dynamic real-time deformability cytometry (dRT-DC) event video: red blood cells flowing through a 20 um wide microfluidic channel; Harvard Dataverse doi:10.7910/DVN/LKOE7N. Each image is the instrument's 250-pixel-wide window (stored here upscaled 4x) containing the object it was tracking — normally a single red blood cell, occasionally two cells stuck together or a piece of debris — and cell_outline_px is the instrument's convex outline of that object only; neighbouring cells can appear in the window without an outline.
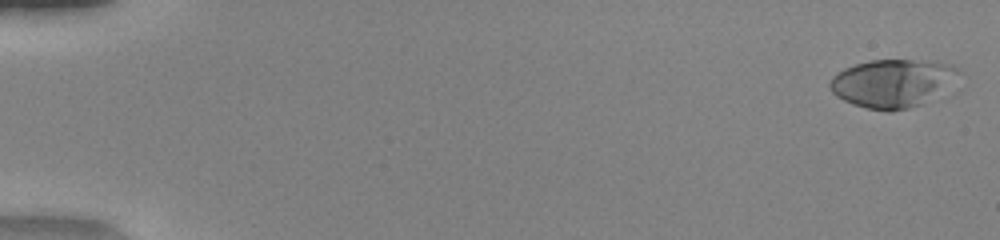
{"species": "human", "species_latin": "Homo sapiens", "temperature_condition": "warm", "stored_images_in_passage": 50, "camera_frame_rate_fps": 3000, "um_per_image_px": 0.085, "donor": {"sex": "female"}, "frame": {"image": 1, "passage_image": 1, "time_ms": 0.0, "image_size_px": [1000, 240], "cell_outline_px": [[964, 72], [920, 104], [908, 108], [892, 112], [888, 112], [868, 108], [852, 104], [836, 96], [832, 92], [828, 84], [832, 76], [836, 72], [844, 68], [856, 64], [872, 60], [936, 60], [952, 64]], "centroid_in_image_um": [75.82, 7.04], "position_along_channel_um": 9.2, "area_um2": 35.89}}
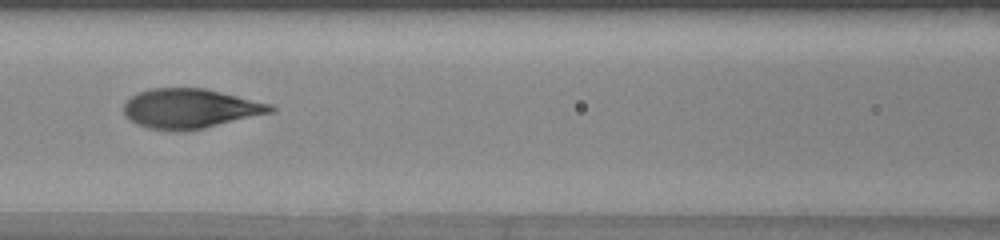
{"frame": {"image": 2, "passage_image": 24, "time_ms": 7.667, "image_size_px": [1000, 240], "cell_outline_px": [[276, 112], [204, 128], [180, 132], [176, 132], [148, 128], [136, 124], [124, 116], [124, 100], [140, 92], [152, 88], [204, 88], [272, 104], [276, 108]], "centroid_in_image_um": [16.17, 9.24], "position_along_channel_um": 150.4, "area_um2": 34.22}}
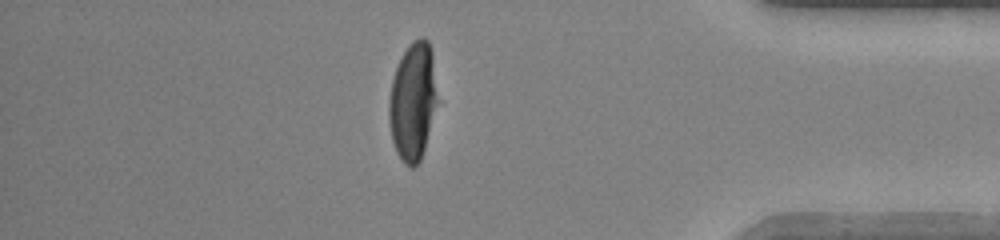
{"frame": {"image": 3, "passage_image": 44, "time_ms": 14.333, "image_size_px": [1000, 240], "cell_outline_px": [[440, 100], [420, 160], [412, 168], [408, 168], [404, 164], [396, 152], [392, 140], [388, 120], [388, 104], [392, 80], [396, 68], [404, 52], [412, 40], [420, 36], [424, 36], [428, 40], [432, 52]], "centroid_in_image_um": [35.12, 8.61], "position_along_channel_um": 400.1, "area_um2": 34.04}, "authors_computed_cell_mechanics": {"area_um2": 34.3043, "velocity_mm_per_s": 4.1546, "shape_relaxation_time_tau1_ms": 4.1098, "shape_relaxation_time_tau2_ms": null, "deformation_change_tau1": 0.2697, "deformation_change_tau2": null}}